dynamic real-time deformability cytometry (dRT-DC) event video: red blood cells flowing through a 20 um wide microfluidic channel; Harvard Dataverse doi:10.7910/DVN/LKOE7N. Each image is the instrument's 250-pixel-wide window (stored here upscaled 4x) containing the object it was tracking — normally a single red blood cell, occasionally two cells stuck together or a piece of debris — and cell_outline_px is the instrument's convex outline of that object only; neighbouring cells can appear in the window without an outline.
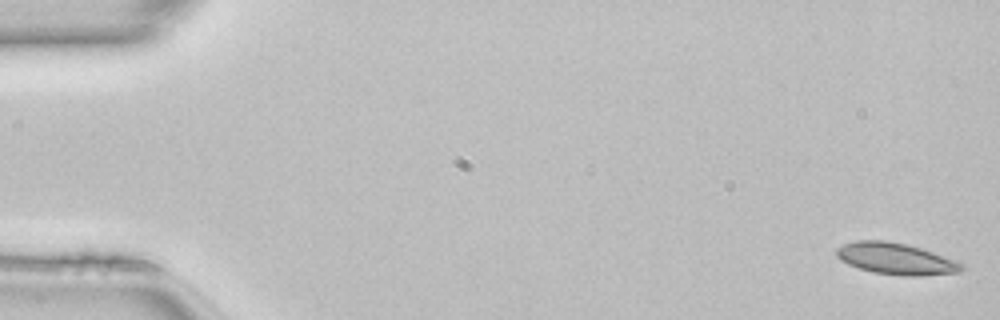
{"species": "common noctule bat (a hibernating species)", "species_latin": "Nyctalus noctula", "temperature_condition": "room temperature", "stored_images_in_passage": 49, "camera_frame_rate_fps": 3000, "um_per_image_px": 0.085, "animal": {"sex": "female", "body_mass_g": 22.7, "forearm_length_mm": 54.2}, "frame": {"image": 1, "passage_image": 1, "time_ms": 0.0, "image_size_px": [1000, 320], "cell_outline_px": [[968, 268], [960, 272], [920, 276], [900, 276], [872, 272], [848, 264], [840, 260], [836, 256], [836, 248], [844, 244], [856, 240], [884, 240], [908, 244], [956, 260], [964, 264]], "centroid_in_image_um": [76.18, 22.0], "position_along_channel_um": 8.8, "area_um2": 23.24}}
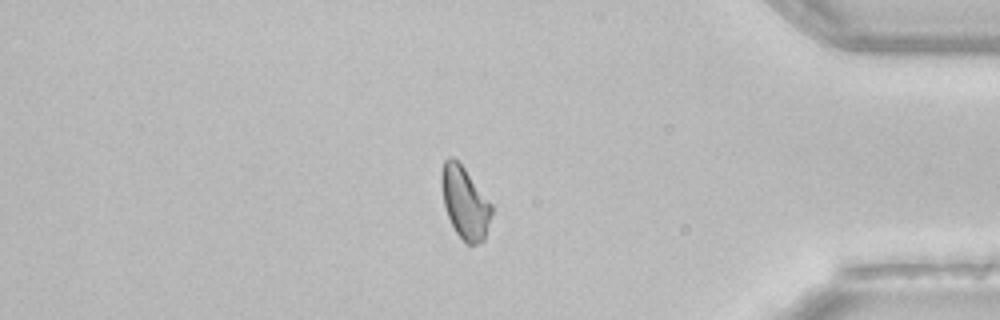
{"frame": {"image": 2, "passage_image": 42, "time_ms": 13.667, "image_size_px": [1000, 320], "cell_outline_px": [[492, 216], [484, 240], [480, 244], [464, 244], [456, 232], [448, 216], [444, 204], [440, 180], [440, 172], [444, 160], [448, 156], [452, 156], [464, 168], [492, 204]], "centroid_in_image_um": [39.51, 17.24], "position_along_channel_um": 395.7, "area_um2": 21.15}}
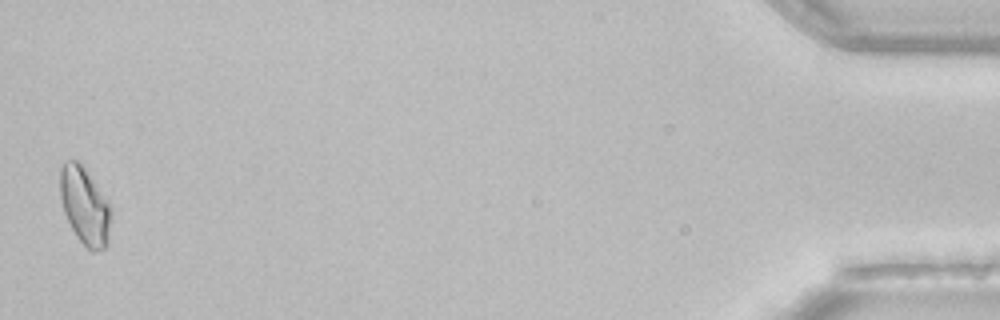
{"frame": {"image": 3, "passage_image": 49, "time_ms": 16.0, "image_size_px": [1000, 320], "cell_outline_px": [[112, 216], [108, 244], [104, 248], [96, 252], [92, 252], [76, 236], [64, 212], [60, 196], [60, 168], [64, 160], [76, 160], [84, 168], [112, 208]], "centroid_in_image_um": [7.22, 17.53], "position_along_channel_um": 428.0, "area_um2": 22.89}, "authors_computed_cell_mechanics": {"area_um2": 21.7328, "velocity_mm_per_s": 4.1135, "shape_relaxation_time_tau1_ms": 8.829, "shape_relaxation_time_tau2_ms": 6.1104, "deformation_change_tau1": 0.143, "deformation_change_tau2": 0.1063}}